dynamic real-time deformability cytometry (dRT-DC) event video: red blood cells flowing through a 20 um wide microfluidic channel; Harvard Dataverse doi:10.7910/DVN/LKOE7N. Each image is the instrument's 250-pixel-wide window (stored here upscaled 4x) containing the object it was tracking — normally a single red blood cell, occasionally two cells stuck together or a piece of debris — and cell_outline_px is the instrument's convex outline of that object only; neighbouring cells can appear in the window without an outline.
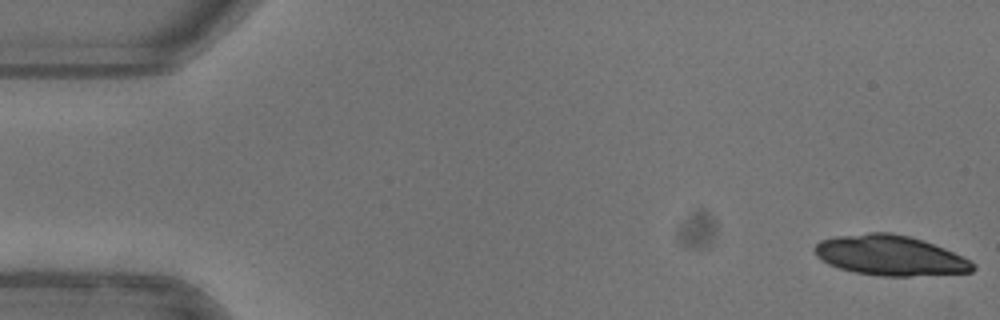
{"species": "common noctule bat (a hibernating species)", "species_latin": "Nyctalus noctula", "temperature_condition": "warm", "stored_images_in_passage": 16, "camera_frame_rate_fps": 3000, "um_per_image_px": 0.085, "animal": {"sex": "female"}, "frame": {"image": 1, "passage_image": 1, "time_ms": 0.0, "image_size_px": [1000, 320], "cell_outline_px": [[976, 268], [972, 272], [908, 276], [880, 276], [856, 272], [840, 268], [828, 264], [816, 256], [812, 248], [820, 240], [836, 236], [868, 232], [892, 232], [924, 240], [944, 248], [972, 260], [976, 264]], "centroid_in_image_um": [75.67, 21.7], "position_along_channel_um": 9.3, "area_um2": 37.22}}